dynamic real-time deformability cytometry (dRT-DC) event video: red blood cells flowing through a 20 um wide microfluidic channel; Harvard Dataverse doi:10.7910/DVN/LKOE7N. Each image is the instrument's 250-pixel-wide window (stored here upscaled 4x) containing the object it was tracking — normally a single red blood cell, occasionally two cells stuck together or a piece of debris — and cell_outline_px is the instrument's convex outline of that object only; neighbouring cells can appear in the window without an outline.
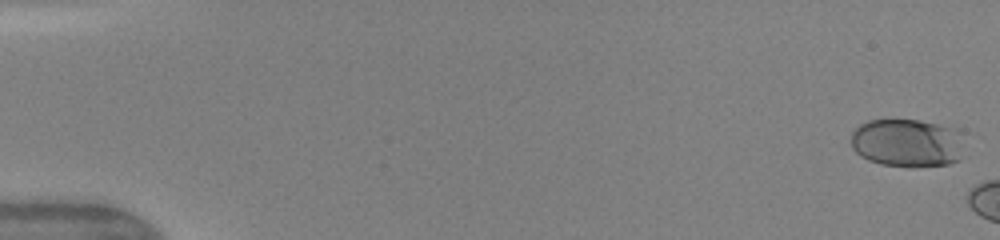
{"species": "human", "species_latin": "Homo sapiens", "temperature_condition": "warm", "stored_images_in_passage": 7, "camera_frame_rate_fps": 3000, "um_per_image_px": 0.085, "donor": {"sex": "female"}, "frame": {"image": 1, "passage_image": 2, "time_ms": 0.333, "image_size_px": [1000, 240], "cell_outline_px": [[960, 160], [948, 164], [912, 168], [880, 164], [868, 160], [860, 156], [852, 148], [852, 132], [860, 124], [868, 120], [920, 120], [936, 124], [948, 128]], "centroid_in_image_um": [76.89, 12.18], "position_along_channel_um": 8.1, "area_um2": 30.52}}